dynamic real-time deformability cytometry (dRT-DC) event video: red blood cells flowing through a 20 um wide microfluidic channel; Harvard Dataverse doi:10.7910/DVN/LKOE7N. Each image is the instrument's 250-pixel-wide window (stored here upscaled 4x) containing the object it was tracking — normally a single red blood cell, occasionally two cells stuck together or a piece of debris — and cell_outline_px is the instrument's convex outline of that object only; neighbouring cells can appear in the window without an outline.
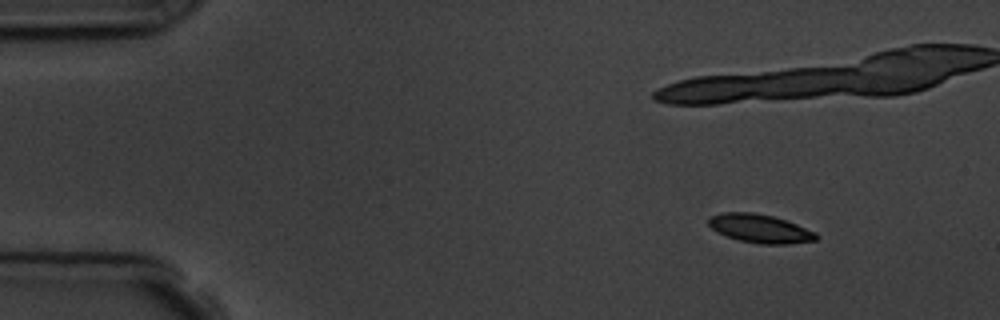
{"species": "common noctule bat (a hibernating species)", "species_latin": "Nyctalus noctula", "temperature_condition": "room temperature", "stored_images_in_passage": 7, "camera_frame_rate_fps": 3000, "um_per_image_px": 0.085, "animal": {"sex": "male", "body_mass_g": 19.5, "forearm_length_mm": 54.6}, "frame": {"image": 1, "passage_image": 1, "time_ms": 0.0, "image_size_px": [1000, 320], "cell_outline_px": [[820, 236], [816, 240], [788, 244], [760, 244], [740, 240], [716, 232], [708, 224], [708, 216], [724, 212], [752, 212], [772, 216], [796, 224], [816, 232]], "centroid_in_image_um": [64.59, 19.42], "position_along_channel_um": 20.4, "area_um2": 17.86}}